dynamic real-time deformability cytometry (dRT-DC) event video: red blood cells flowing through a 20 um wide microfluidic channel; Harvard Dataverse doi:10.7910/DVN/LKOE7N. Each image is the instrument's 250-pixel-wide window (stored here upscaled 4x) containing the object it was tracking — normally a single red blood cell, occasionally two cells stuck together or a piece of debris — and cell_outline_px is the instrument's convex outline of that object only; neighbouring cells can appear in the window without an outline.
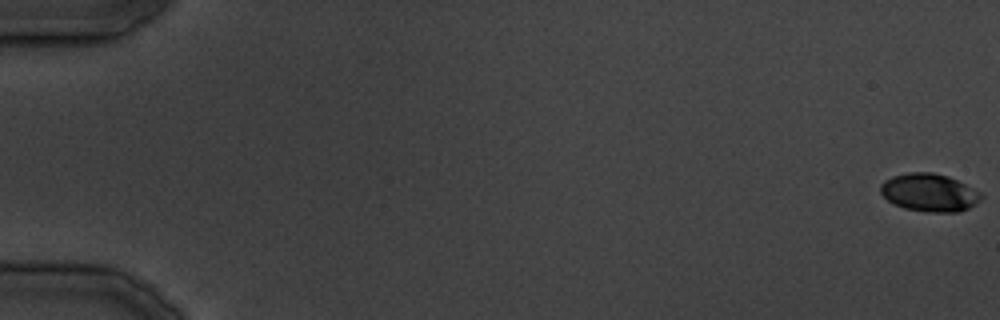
{"species": "common noctule bat (a hibernating species)", "species_latin": "Nyctalus noctula", "temperature_condition": "cold", "stored_images_in_passage": 37, "camera_frame_rate_fps": 3000, "um_per_image_px": 0.085, "animal": {"sex": "male", "body_mass_g": 19.5, "forearm_length_mm": 54.6}, "frame": {"image": 1, "passage_image": 1, "time_ms": 0.0, "image_size_px": [1000, 320], "cell_outline_px": [[984, 196], [980, 200], [968, 208], [956, 212], [928, 212], [904, 208], [888, 200], [880, 192], [880, 184], [884, 180], [892, 176], [908, 172], [932, 172], [948, 176], [980, 192]], "centroid_in_image_um": [78.97, 16.36], "position_along_channel_um": 6.0, "area_um2": 22.08}}
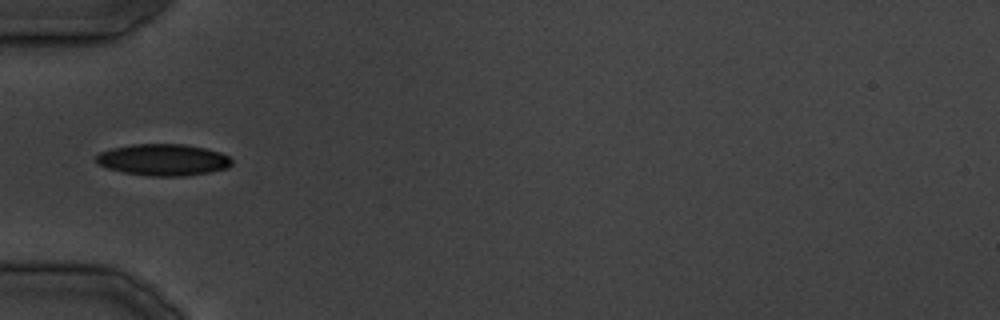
{"frame": {"image": 2, "passage_image": 13, "time_ms": 15.667, "image_size_px": [1000, 320], "cell_outline_px": [[232, 164], [228, 168], [208, 172], [180, 176], [148, 176], [124, 172], [108, 168], [96, 164], [96, 156], [100, 152], [112, 148], [132, 144], [184, 144], [204, 148], [220, 152], [228, 156], [232, 160]], "centroid_in_image_um": [13.86, 13.58], "position_along_channel_um": 71.1, "area_um2": 24.91}}
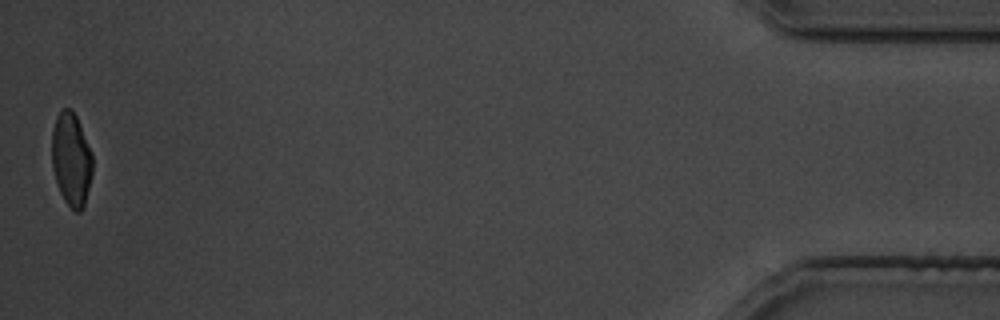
{"frame": {"image": 3, "passage_image": 37, "time_ms": 45.0, "image_size_px": [1000, 320], "cell_outline_px": [[92, 172], [84, 204], [80, 212], [76, 212], [64, 200], [60, 192], [52, 168], [52, 132], [56, 116], [64, 108], [72, 108], [80, 124], [92, 152]], "centroid_in_image_um": [6.05, 13.51], "position_along_channel_um": 429.1, "area_um2": 21.96}}